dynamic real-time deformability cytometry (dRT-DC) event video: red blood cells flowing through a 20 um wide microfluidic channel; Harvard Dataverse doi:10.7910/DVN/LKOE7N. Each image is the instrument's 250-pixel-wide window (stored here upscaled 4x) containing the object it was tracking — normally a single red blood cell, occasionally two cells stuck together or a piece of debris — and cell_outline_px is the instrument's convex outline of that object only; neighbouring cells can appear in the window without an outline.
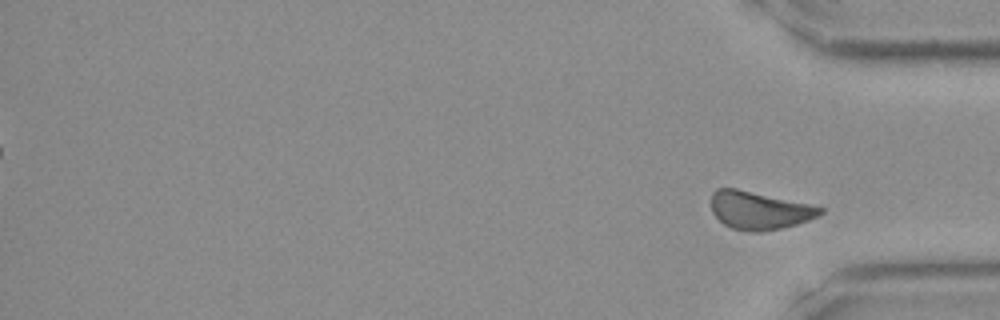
{"species": "Egyptian fruit bat (a non-hibernating species)", "species_latin": "Rousettus aegyptiacus", "temperature_condition": "room temperature", "stored_images_in_passage": 42, "segment_of_instrument_passage": [2, 2], "camera_frame_rate_fps": 3000, "um_per_image_px": 0.085, "frame": {"image": 1, "passage_image": 42, "time_ms": 13.667, "image_size_px": [1000, 320], "cell_outline_px": [[824, 212], [808, 220], [796, 224], [780, 228], [760, 232], [756, 232], [732, 228], [724, 224], [712, 212], [712, 192], [716, 188], [736, 188], [812, 204], [824, 208]], "centroid_in_image_um": [64.54, 17.86], "position_along_channel_um": 370.7, "area_um2": 23.99}}